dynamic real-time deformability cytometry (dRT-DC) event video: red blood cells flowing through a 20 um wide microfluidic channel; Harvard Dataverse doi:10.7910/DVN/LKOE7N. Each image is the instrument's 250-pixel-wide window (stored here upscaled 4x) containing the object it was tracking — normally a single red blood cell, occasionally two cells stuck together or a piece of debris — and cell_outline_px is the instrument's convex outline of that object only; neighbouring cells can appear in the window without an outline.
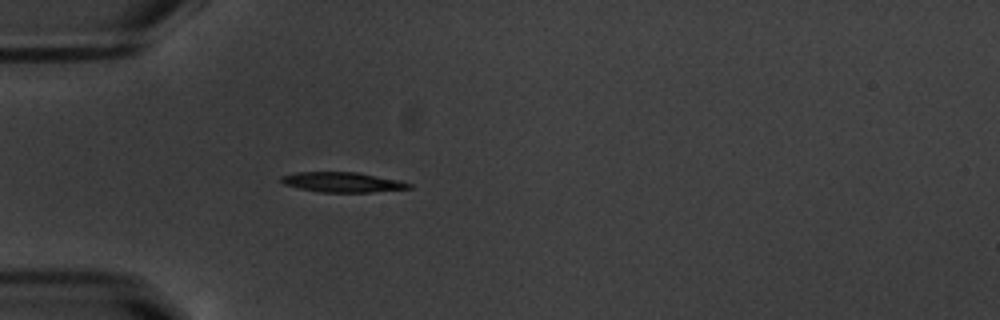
{"species": "common noctule bat (a hibernating species)", "species_latin": "Nyctalus noctula", "temperature_condition": "warm", "stored_images_in_passage": 39, "camera_frame_rate_fps": 3000, "um_per_image_px": 0.085, "animal": {"sex": "male", "body_mass_g": 20.1, "forearm_length_mm": 53.5}, "frame": {"image": 1, "passage_image": 1, "time_ms": 0.0, "image_size_px": [1000, 320], "cell_outline_px": [[412, 188], [372, 192], [320, 192], [300, 188], [284, 184], [280, 180], [280, 176], [296, 172], [356, 172], [400, 180], [412, 184]], "centroid_in_image_um": [29.12, 15.48], "position_along_channel_um": 55.9, "area_um2": 14.85}}
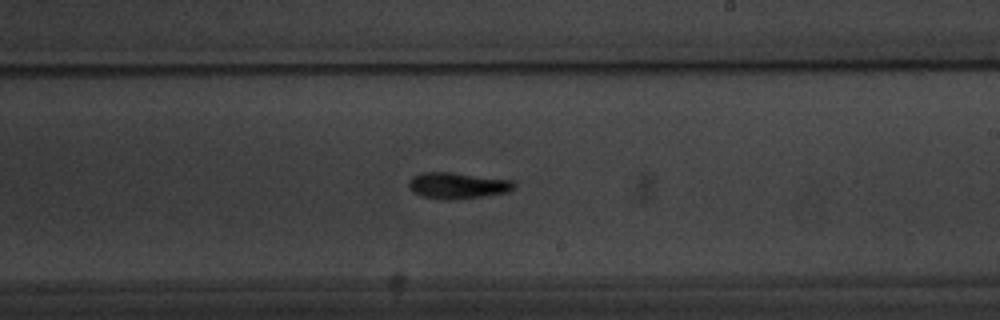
{"frame": {"image": 2, "passage_image": 17, "time_ms": 5.333, "image_size_px": [1000, 320], "cell_outline_px": [[516, 188], [508, 192], [480, 196], [448, 200], [420, 196], [412, 192], [408, 188], [408, 180], [412, 176], [424, 172], [452, 172], [516, 180]], "centroid_in_image_um": [38.89, 15.75], "position_along_channel_um": 250.1, "area_um2": 16.36}}
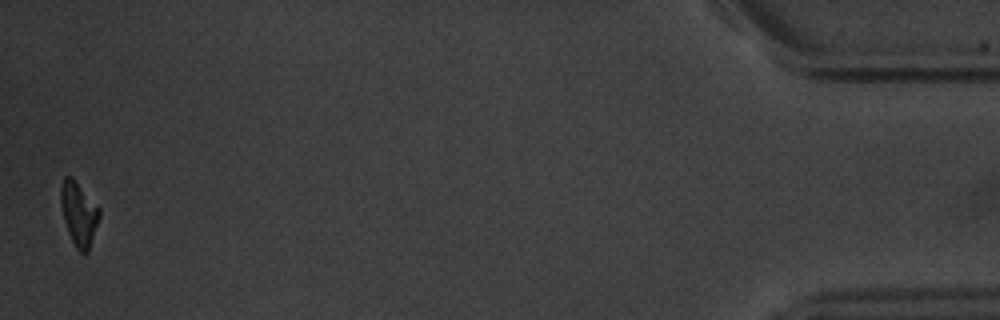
{"frame": {"image": 3, "passage_image": 38, "time_ms": 12.333, "image_size_px": [1000, 320], "cell_outline_px": [[100, 216], [88, 252], [84, 256], [76, 248], [68, 232], [64, 220], [60, 204], [60, 188], [64, 176], [72, 176], [100, 208]], "centroid_in_image_um": [6.69, 18.16], "position_along_channel_um": 428.5, "area_um2": 14.45}, "authors_computed_cell_mechanics": {"area_um2": 15.2014, "velocity_mm_per_s": 3.7834, "shape_relaxation_time_tau1_ms": 3.7078, "shape_relaxation_time_tau2_ms": 6.8428, "deformation_change_tau1": 0.1661, "deformation_change_tau2": 0.1591}}